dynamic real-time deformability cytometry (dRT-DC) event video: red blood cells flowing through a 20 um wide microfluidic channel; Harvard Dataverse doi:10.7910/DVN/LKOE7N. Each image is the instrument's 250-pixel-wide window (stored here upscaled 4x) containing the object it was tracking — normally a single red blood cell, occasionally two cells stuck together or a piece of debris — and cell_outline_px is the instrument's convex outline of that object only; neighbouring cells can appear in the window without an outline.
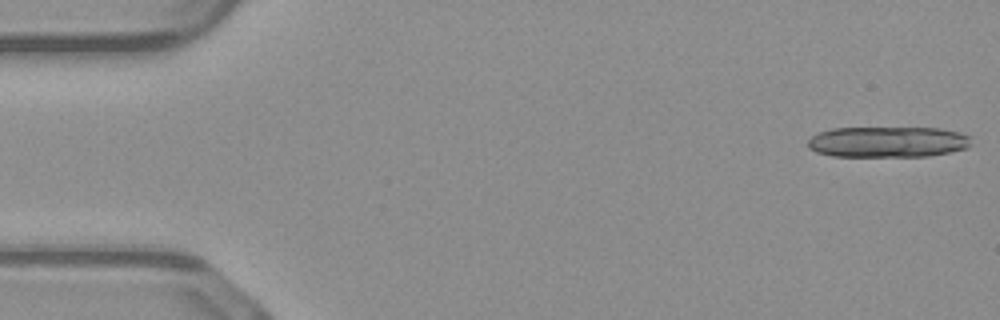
{"species": "common noctule bat (a hibernating species)", "species_latin": "Nyctalus noctula", "temperature_condition": "warm", "stored_images_in_passage": 13, "camera_frame_rate_fps": 3000, "um_per_image_px": 0.085, "animal": {"sex": "male", "body_mass_g": 23.1, "forearm_length_mm": 52.7}, "frame": {"image": 1, "passage_image": 1, "time_ms": 0.0, "image_size_px": [1000, 320], "cell_outline_px": [[972, 136], [968, 148], [928, 156], [832, 156], [816, 152], [808, 148], [808, 140], [816, 132], [832, 128], [940, 128], [960, 132]], "centroid_in_image_um": [75.45, 12.05], "position_along_channel_um": 9.6, "area_um2": 29.54}}